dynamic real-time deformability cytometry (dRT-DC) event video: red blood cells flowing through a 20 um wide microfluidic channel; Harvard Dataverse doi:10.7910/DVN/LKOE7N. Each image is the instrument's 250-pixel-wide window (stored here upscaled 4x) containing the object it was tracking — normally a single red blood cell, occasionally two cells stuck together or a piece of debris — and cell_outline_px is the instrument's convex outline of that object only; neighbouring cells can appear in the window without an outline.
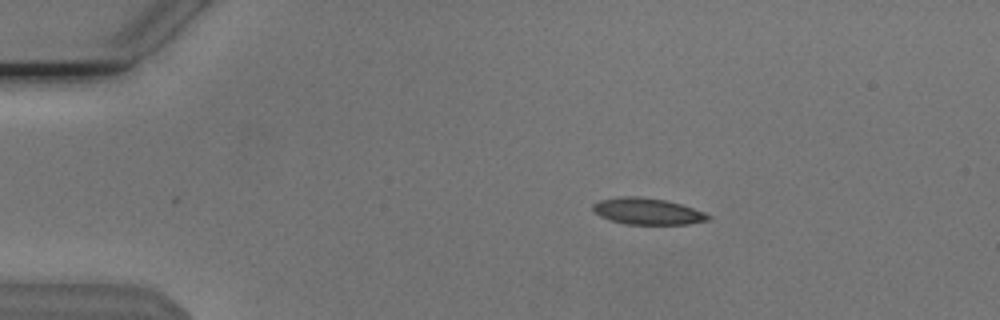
{"species": "Egyptian fruit bat (a non-hibernating species)", "species_latin": "Rousettus aegyptiacus", "temperature_condition": "cold", "stored_images_in_passage": 34, "camera_frame_rate_fps": 3000, "um_per_image_px": 0.085, "animal": {"sex": "male"}, "frame": {"image": 1, "passage_image": 1, "time_ms": 0.0, "image_size_px": [1000, 320], "cell_outline_px": [[712, 216], [708, 220], [688, 224], [624, 224], [608, 220], [600, 216], [592, 208], [592, 204], [600, 200], [620, 196], [636, 196], [664, 200], [680, 204], [704, 212]], "centroid_in_image_um": [55.0, 17.96], "position_along_channel_um": 30.0, "area_um2": 17.69}}
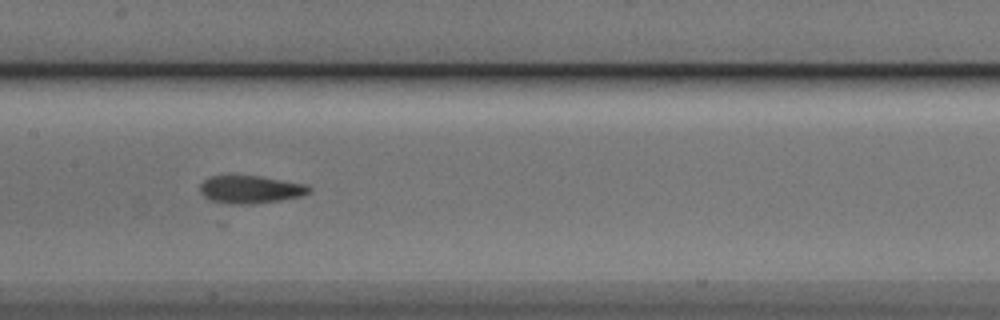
{"frame": {"image": 2, "passage_image": 18, "time_ms": 5.667, "image_size_px": [1000, 320], "cell_outline_px": [[312, 192], [304, 196], [280, 200], [252, 204], [228, 204], [212, 200], [204, 196], [200, 192], [200, 184], [204, 180], [212, 176], [260, 176], [304, 184], [312, 188]], "centroid_in_image_um": [21.32, 16.11], "position_along_channel_um": 186.1, "area_um2": 17.63}}
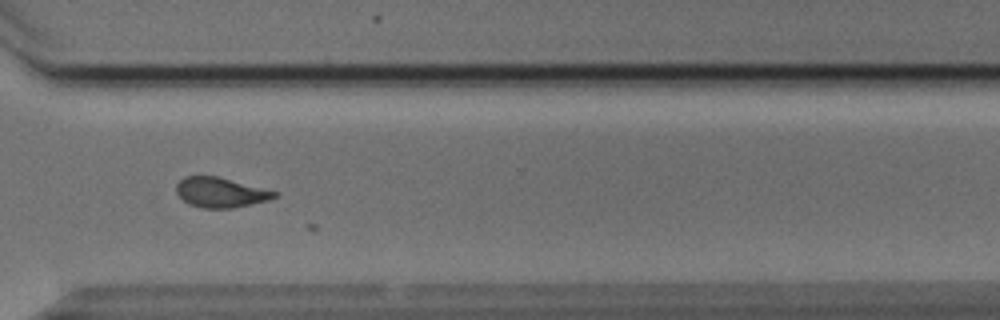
{"frame": {"image": 3, "passage_image": 31, "time_ms": 10.0, "image_size_px": [1000, 320], "cell_outline_px": [[276, 196], [268, 200], [232, 208], [204, 208], [188, 204], [176, 192], [176, 184], [184, 176], [216, 176], [276, 192]], "centroid_in_image_um": [18.68, 16.36], "position_along_channel_um": 351.9, "area_um2": 16.7}}